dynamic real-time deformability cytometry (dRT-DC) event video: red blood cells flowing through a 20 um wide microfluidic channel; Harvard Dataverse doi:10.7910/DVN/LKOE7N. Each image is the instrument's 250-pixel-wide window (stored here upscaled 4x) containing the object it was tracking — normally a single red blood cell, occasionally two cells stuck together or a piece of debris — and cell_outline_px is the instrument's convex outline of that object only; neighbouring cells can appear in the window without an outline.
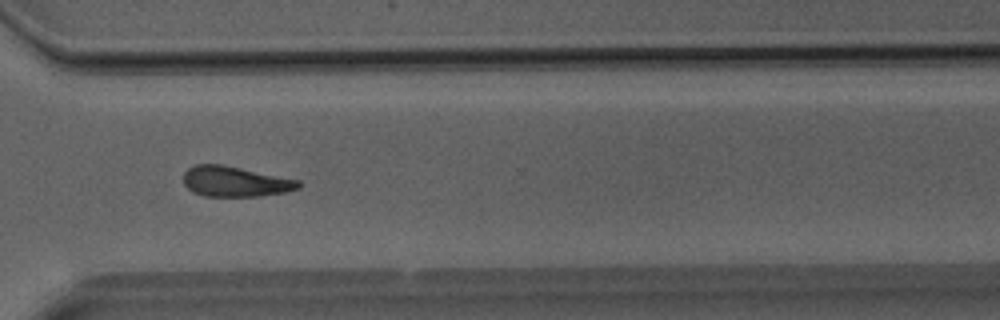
{"species": "Egyptian fruit bat (a non-hibernating species)", "species_latin": "Rousettus aegyptiacus", "temperature_condition": "room temperature", "stored_images_in_passage": 39, "camera_frame_rate_fps": 3000, "um_per_image_px": 0.085, "animal": {"sex": "male"}, "frame": {"image": 1, "passage_image": 28, "time_ms": 9.0, "image_size_px": [1000, 320], "cell_outline_px": [[304, 184], [300, 188], [284, 192], [256, 196], [204, 196], [192, 192], [184, 184], [184, 172], [188, 168], [196, 164], [224, 164], [300, 180]], "centroid_in_image_um": [20.01, 15.42], "position_along_channel_um": 350.6, "area_um2": 20.52}}
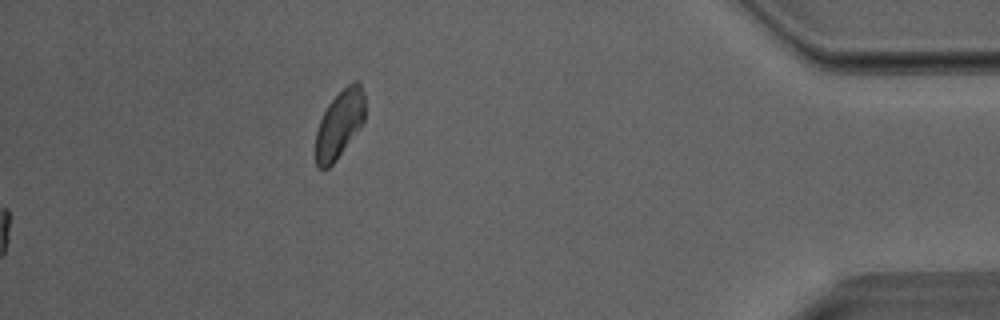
{"frame": {"image": 2, "passage_image": 39, "time_ms": 12.667, "image_size_px": [1000, 320], "cell_outline_px": [[364, 120], [360, 128], [332, 164], [324, 172], [316, 168], [316, 132], [320, 120], [328, 104], [352, 80], [356, 80], [360, 84], [364, 92]], "centroid_in_image_um": [28.84, 10.57], "position_along_channel_um": 406.4, "area_um2": 19.36}}